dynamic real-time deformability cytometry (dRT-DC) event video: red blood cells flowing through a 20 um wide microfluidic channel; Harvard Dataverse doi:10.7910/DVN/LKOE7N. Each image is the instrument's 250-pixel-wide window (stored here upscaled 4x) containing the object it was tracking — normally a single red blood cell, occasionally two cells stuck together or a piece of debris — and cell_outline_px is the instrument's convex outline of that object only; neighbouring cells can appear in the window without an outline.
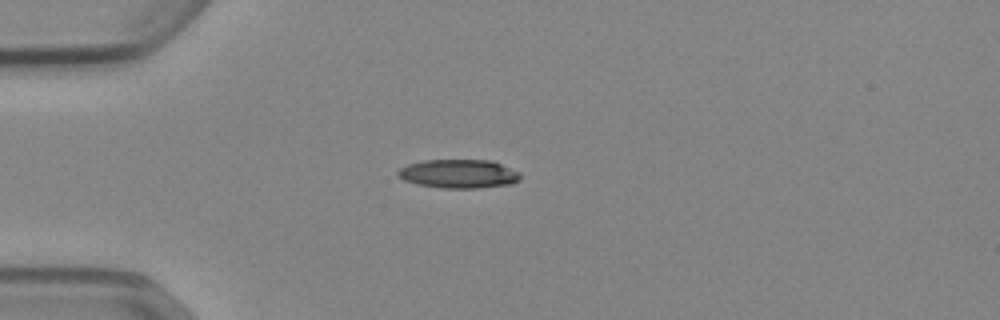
{"species": "Egyptian fruit bat (a non-hibernating species)", "species_latin": "Rousettus aegyptiacus", "temperature_condition": "cold", "stored_images_in_passage": 39, "camera_frame_rate_fps": 3000, "um_per_image_px": 0.085, "animal": {"sex": "female"}, "frame": {"image": 1, "passage_image": 1, "time_ms": 0.0, "image_size_px": [1000, 320], "cell_outline_px": [[520, 180], [512, 184], [480, 188], [440, 188], [416, 184], [404, 180], [396, 176], [396, 172], [400, 168], [408, 164], [424, 160], [492, 160], [520, 172]], "centroid_in_image_um": [38.98, 14.78], "position_along_channel_um": 46.0, "area_um2": 20.75}}
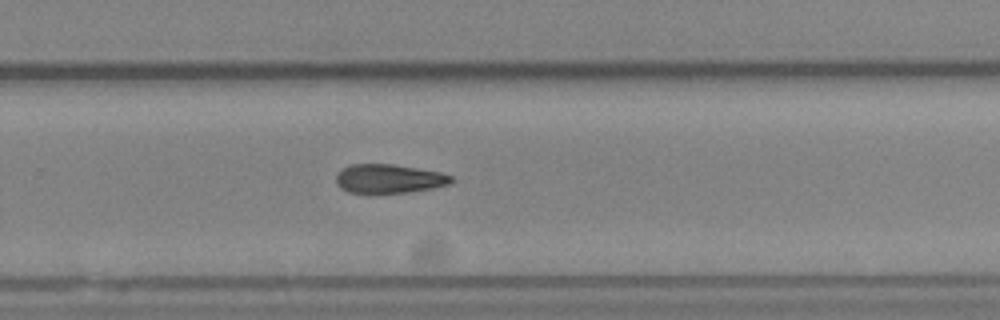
{"frame": {"image": 2, "passage_image": 22, "time_ms": 7.0, "image_size_px": [1000, 320], "cell_outline_px": [[452, 180], [448, 184], [432, 188], [408, 192], [368, 196], [348, 192], [340, 188], [336, 184], [336, 176], [344, 168], [352, 164], [392, 164], [440, 172], [452, 176]], "centroid_in_image_um": [32.99, 15.24], "position_along_channel_um": 296.8, "area_um2": 19.88}}
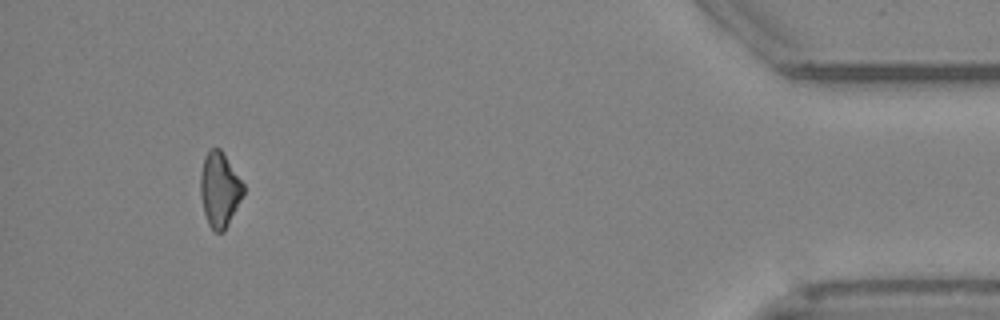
{"frame": {"image": 3, "passage_image": 36, "time_ms": 11.667, "image_size_px": [1000, 320], "cell_outline_px": [[244, 192], [224, 232], [216, 232], [208, 224], [204, 212], [200, 196], [200, 172], [204, 156], [208, 148], [220, 148], [244, 184]], "centroid_in_image_um": [18.64, 16.08], "position_along_channel_um": 416.6, "area_um2": 18.67}, "authors_computed_cell_mechanics": {"area_um2": 20.1722, "velocity_mm_per_s": 3.9024, "shape_relaxation_time_tau1_ms": 5.4828, "shape_relaxation_time_tau2_ms": null, "deformation_change_tau1": 0.1216, "deformation_change_tau2": null}}